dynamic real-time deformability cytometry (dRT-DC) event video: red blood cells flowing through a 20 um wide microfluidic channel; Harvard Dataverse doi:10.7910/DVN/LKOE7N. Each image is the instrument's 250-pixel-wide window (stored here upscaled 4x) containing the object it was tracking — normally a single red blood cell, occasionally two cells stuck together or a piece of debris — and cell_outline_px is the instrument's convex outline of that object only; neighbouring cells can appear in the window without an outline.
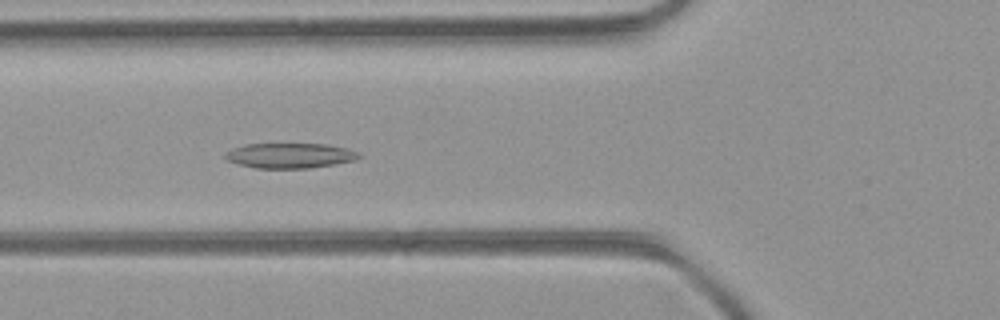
{"species": "common noctule bat (a hibernating species)", "species_latin": "Nyctalus noctula", "temperature_condition": "room temperature", "stored_images_in_passage": 49, "camera_frame_rate_fps": 3000, "um_per_image_px": 0.085, "animal": {"sex": "female", "body_mass_g": 21.9}, "frame": {"image": 1, "passage_image": 18, "time_ms": 5.667, "image_size_px": [1000, 320], "cell_outline_px": [[360, 156], [356, 160], [308, 168], [256, 168], [236, 164], [228, 160], [224, 156], [232, 148], [248, 144], [328, 144], [348, 148], [356, 152]], "centroid_in_image_um": [24.63, 13.22], "position_along_channel_um": 101.2, "area_um2": 19.36}}
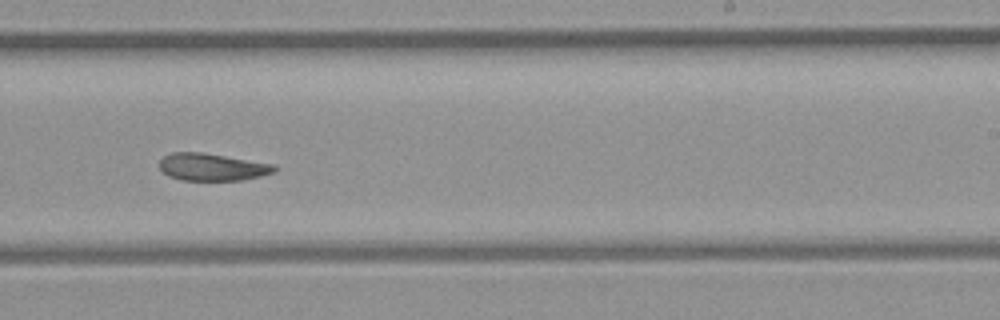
{"frame": {"image": 2, "passage_image": 30, "time_ms": 9.667, "image_size_px": [1000, 320], "cell_outline_px": [[276, 168], [272, 172], [260, 176], [244, 180], [180, 180], [168, 176], [160, 168], [160, 160], [164, 156], [172, 152], [200, 152], [276, 164]], "centroid_in_image_um": [18.02, 14.2], "position_along_channel_um": 271.0, "area_um2": 18.21}}
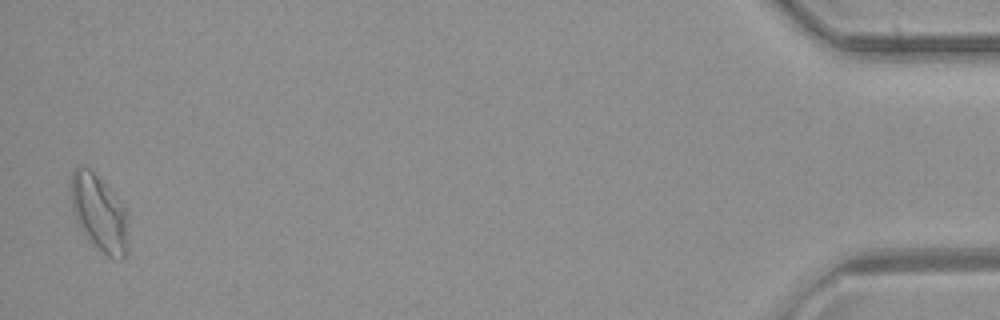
{"frame": {"image": 3, "passage_image": 48, "time_ms": 15.667, "image_size_px": [1000, 320], "cell_outline_px": [[128, 248], [124, 260], [120, 260], [108, 256], [84, 232], [76, 220], [72, 208], [68, 188], [68, 184], [72, 172], [80, 164], [88, 168], [108, 188], [128, 212]], "centroid_in_image_um": [8.42, 18.08], "position_along_channel_um": 426.8, "area_um2": 25.43}}